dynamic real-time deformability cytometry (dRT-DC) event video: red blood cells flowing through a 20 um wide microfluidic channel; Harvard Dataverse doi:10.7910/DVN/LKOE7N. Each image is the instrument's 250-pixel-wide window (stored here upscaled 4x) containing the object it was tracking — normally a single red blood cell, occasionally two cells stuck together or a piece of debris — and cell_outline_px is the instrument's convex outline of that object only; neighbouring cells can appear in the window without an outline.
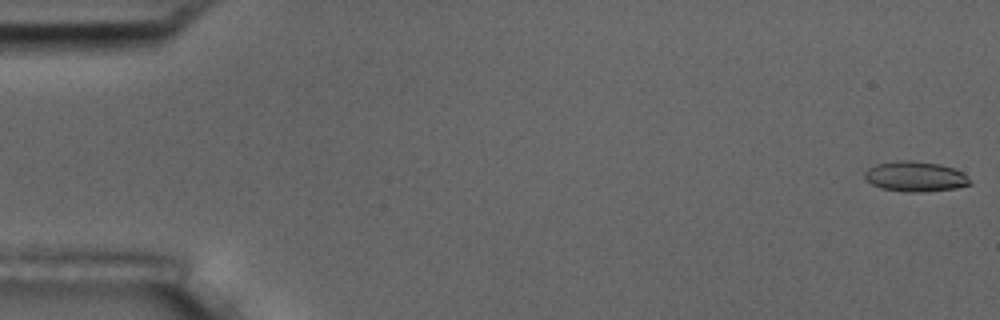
{"species": "common noctule bat (a hibernating species)", "species_latin": "Nyctalus noctula", "temperature_condition": "room temperature", "stored_images_in_passage": 6, "camera_frame_rate_fps": 3000, "um_per_image_px": 0.085, "animal": {"sex": "male", "body_mass_g": 17.5, "forearm_length_mm": 52.3}, "frame": {"image": 1, "passage_image": 1, "time_ms": 0.0, "image_size_px": [1000, 320], "cell_outline_px": [[972, 184], [956, 188], [920, 192], [908, 192], [880, 188], [864, 180], [864, 172], [868, 168], [876, 164], [896, 160], [912, 160], [940, 164], [952, 168], [968, 176], [972, 180]], "centroid_in_image_um": [77.78, 15.0], "position_along_channel_um": 7.2, "area_um2": 18.67}}